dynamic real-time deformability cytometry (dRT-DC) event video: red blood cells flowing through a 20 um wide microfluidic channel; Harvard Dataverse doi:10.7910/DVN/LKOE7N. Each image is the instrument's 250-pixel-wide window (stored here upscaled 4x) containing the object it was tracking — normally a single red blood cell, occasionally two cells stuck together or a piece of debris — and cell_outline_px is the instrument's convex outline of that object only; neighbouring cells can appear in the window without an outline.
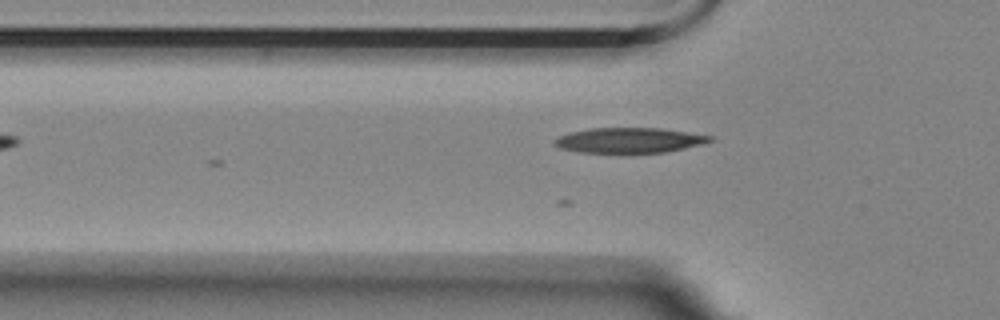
{"species": "Egyptian fruit bat (a non-hibernating species)", "species_latin": "Rousettus aegyptiacus", "temperature_condition": "room temperature", "stored_images_in_passage": 6, "camera_frame_rate_fps": 3000, "um_per_image_px": 0.085, "animal": {"sex": "female"}, "frame": {"image": 1, "passage_image": 3, "time_ms": 0.667, "image_size_px": [1000, 320], "cell_outline_px": [[712, 140], [700, 144], [668, 152], [580, 152], [560, 148], [552, 144], [552, 140], [556, 136], [568, 132], [588, 128], [660, 128], [712, 136]], "centroid_in_image_um": [53.38, 11.91], "position_along_channel_um": 72.4, "area_um2": 22.72}}